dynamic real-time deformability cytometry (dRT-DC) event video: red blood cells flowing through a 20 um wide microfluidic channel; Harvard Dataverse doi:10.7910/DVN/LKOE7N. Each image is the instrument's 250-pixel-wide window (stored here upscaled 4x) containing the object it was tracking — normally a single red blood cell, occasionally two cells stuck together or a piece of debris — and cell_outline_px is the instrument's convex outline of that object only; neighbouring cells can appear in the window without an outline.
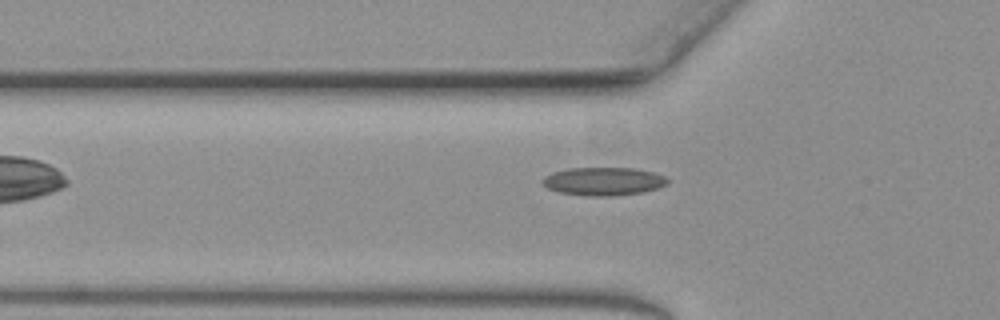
{"species": "common noctule bat (a hibernating species)", "species_latin": "Nyctalus noctula", "temperature_condition": "warm", "stored_images_in_passage": 2, "camera_frame_rate_fps": 3000, "um_per_image_px": 0.085, "animal": {"sex": "female", "body_mass_g": 19.3, "forearm_length_mm": 54.1}, "frame": {"image": 1, "passage_image": 2, "time_ms": 0.333, "image_size_px": [1000, 320], "cell_outline_px": [[668, 184], [656, 188], [640, 192], [612, 196], [588, 196], [560, 192], [548, 188], [540, 180], [544, 176], [552, 172], [568, 168], [632, 168], [652, 172], [664, 176], [668, 180]], "centroid_in_image_um": [51.26, 15.41], "position_along_channel_um": 74.5, "area_um2": 20.35}}